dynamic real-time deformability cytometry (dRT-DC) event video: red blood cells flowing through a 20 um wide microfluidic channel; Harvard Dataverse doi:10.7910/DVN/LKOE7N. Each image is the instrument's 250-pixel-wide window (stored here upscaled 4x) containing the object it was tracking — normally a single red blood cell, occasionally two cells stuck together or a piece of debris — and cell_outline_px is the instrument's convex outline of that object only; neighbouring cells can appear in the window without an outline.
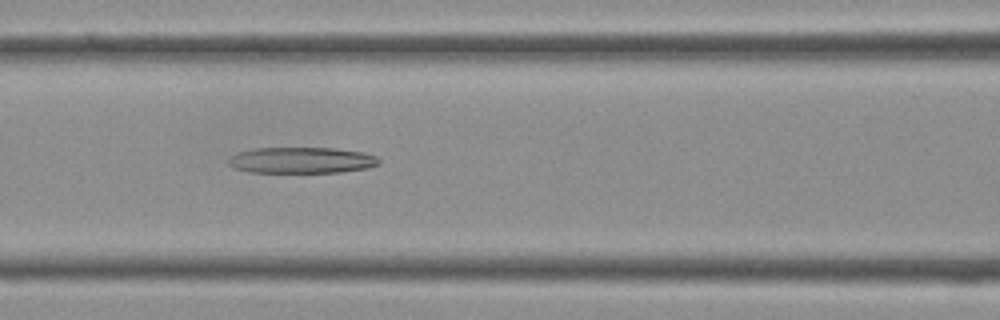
{"species": "Egyptian fruit bat (a non-hibernating species)", "species_latin": "Rousettus aegyptiacus", "temperature_condition": "cold", "stored_images_in_passage": 34, "camera_frame_rate_fps": 3000, "um_per_image_px": 0.085, "frame": {"image": 1, "passage_image": 11, "time_ms": 3.333, "image_size_px": [1000, 320], "cell_outline_px": [[380, 160], [376, 164], [368, 168], [340, 172], [248, 172], [236, 168], [228, 164], [228, 160], [236, 152], [252, 148], [332, 148], [364, 152], [376, 156]], "centroid_in_image_um": [25.61, 13.61], "position_along_channel_um": 141.0, "area_um2": 22.83}}
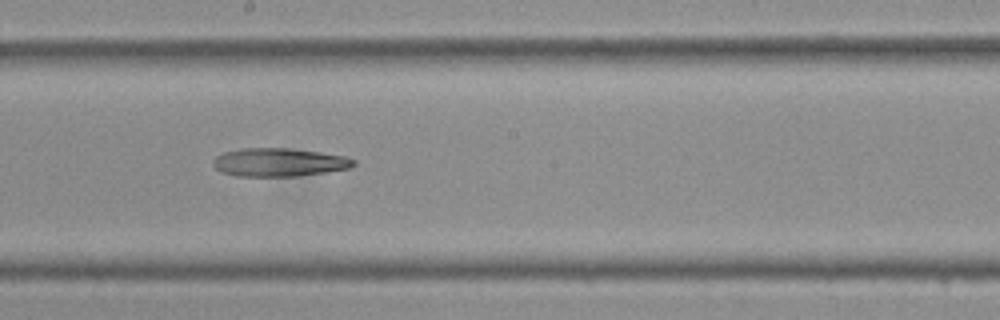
{"frame": {"image": 2, "passage_image": 16, "time_ms": 5.0, "image_size_px": [1000, 320], "cell_outline_px": [[356, 164], [352, 168], [328, 172], [296, 176], [236, 176], [220, 172], [212, 164], [212, 160], [216, 156], [224, 152], [240, 148], [288, 148], [320, 152], [344, 156], [356, 160]], "centroid_in_image_um": [23.72, 13.8], "position_along_channel_um": 224.5, "area_um2": 23.41}}
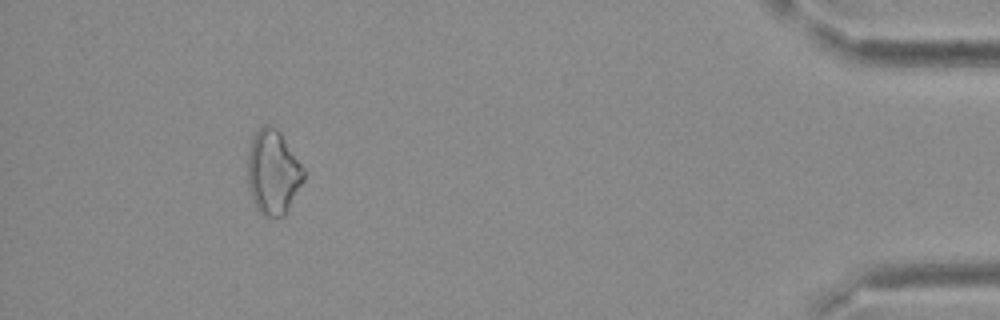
{"frame": {"image": 3, "passage_image": 31, "time_ms": 10.0, "image_size_px": [1000, 320], "cell_outline_px": [[304, 180], [284, 216], [264, 216], [256, 208], [248, 184], [248, 152], [252, 136], [264, 124], [276, 128], [280, 132], [304, 168]], "centroid_in_image_um": [23.21, 14.63], "position_along_channel_um": 412.0, "area_um2": 27.28}}